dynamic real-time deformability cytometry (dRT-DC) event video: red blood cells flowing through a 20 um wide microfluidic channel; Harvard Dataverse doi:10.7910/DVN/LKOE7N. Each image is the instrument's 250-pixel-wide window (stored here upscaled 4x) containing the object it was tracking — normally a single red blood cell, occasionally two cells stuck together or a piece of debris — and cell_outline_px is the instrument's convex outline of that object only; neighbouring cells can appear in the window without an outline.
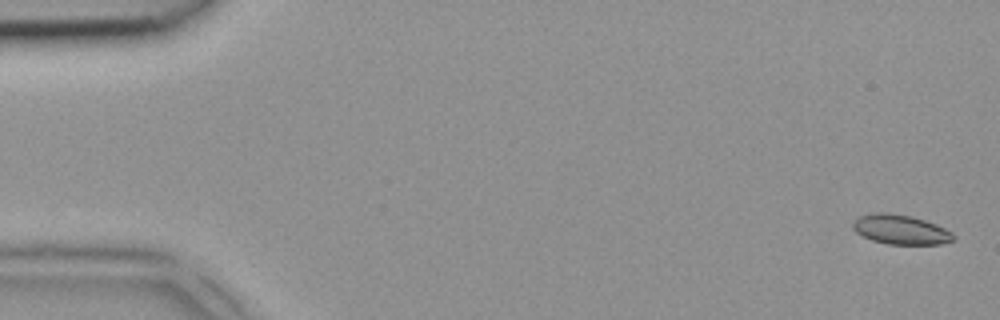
{"species": "common noctule bat (a hibernating species)", "species_latin": "Nyctalus noctula", "temperature_condition": "room temperature", "stored_images_in_passage": 6, "camera_frame_rate_fps": 3000, "um_per_image_px": 0.085, "animal": {"sex": "female", "body_mass_g": 18.4}, "frame": {"image": 1, "passage_image": 1, "time_ms": 0.0, "image_size_px": [1000, 320], "cell_outline_px": [[956, 236], [952, 240], [940, 244], [888, 244], [872, 240], [856, 232], [852, 228], [852, 224], [860, 216], [872, 212], [888, 212], [912, 216], [936, 224], [952, 232]], "centroid_in_image_um": [76.55, 19.5], "position_along_channel_um": 8.5, "area_um2": 17.28}}
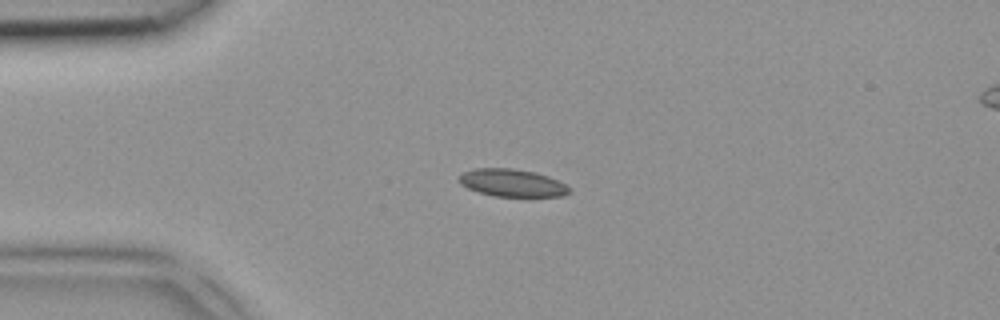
{"frame": {"image": 2, "passage_image": 4, "time_ms": 1.0, "image_size_px": [1000, 320], "cell_outline_px": [[572, 192], [564, 196], [496, 196], [480, 192], [468, 188], [460, 184], [460, 176], [464, 172], [476, 168], [512, 168], [536, 172], [548, 176], [572, 188]], "centroid_in_image_um": [43.58, 15.54], "position_along_channel_um": 41.4, "area_um2": 17.57}}